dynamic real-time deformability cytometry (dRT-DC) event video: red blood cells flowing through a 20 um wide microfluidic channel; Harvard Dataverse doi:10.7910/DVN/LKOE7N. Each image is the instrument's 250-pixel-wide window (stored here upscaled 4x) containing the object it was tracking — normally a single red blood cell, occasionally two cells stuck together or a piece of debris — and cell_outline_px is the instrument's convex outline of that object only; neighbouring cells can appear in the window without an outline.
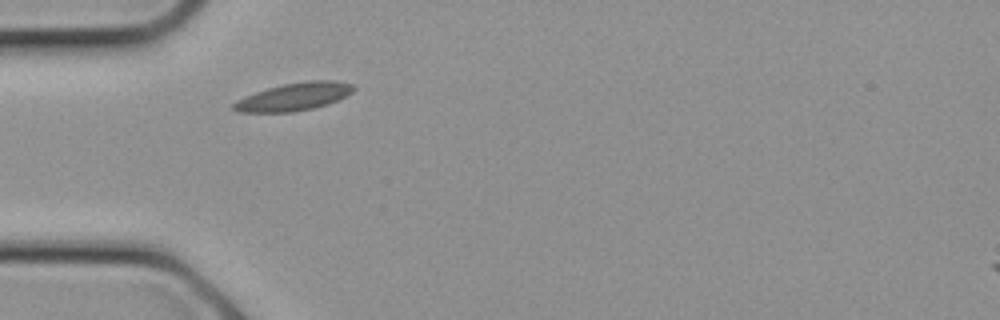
{"species": "common noctule bat (a hibernating species)", "species_latin": "Nyctalus noctula", "temperature_condition": "cold", "stored_images_in_passage": 4, "camera_frame_rate_fps": 3000, "um_per_image_px": 0.085, "animal": {"sex": "female", "body_mass_g": 21.9}, "frame": {"image": 1, "passage_image": 1, "time_ms": 0.0, "image_size_px": [1000, 320], "cell_outline_px": [[356, 88], [352, 92], [328, 104], [312, 108], [292, 112], [240, 112], [232, 108], [232, 104], [236, 100], [256, 92], [268, 88], [284, 84], [308, 80], [336, 80], [352, 84]], "centroid_in_image_um": [25.0, 8.21], "position_along_channel_um": 60.0, "area_um2": 19.25}}
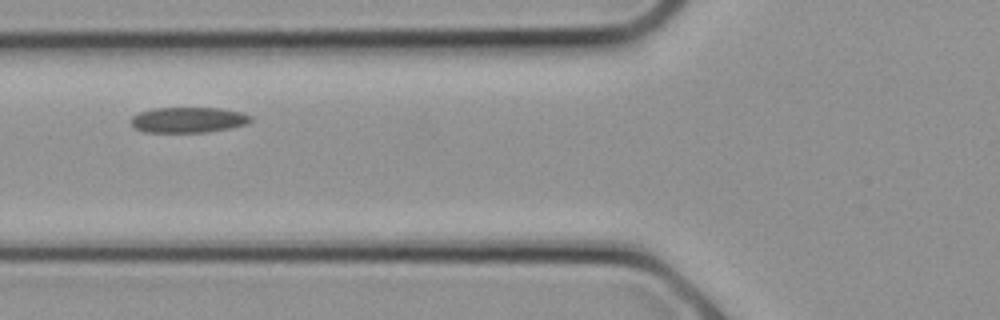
{"frame": {"image": 2, "passage_image": 3, "time_ms": 0.667, "image_size_px": [1000, 320], "cell_outline_px": [[252, 120], [248, 124], [208, 132], [144, 132], [136, 128], [132, 124], [132, 116], [140, 112], [152, 108], [220, 108], [244, 112], [252, 116]], "centroid_in_image_um": [16.05, 10.18], "position_along_channel_um": 109.8, "area_um2": 17.86}}